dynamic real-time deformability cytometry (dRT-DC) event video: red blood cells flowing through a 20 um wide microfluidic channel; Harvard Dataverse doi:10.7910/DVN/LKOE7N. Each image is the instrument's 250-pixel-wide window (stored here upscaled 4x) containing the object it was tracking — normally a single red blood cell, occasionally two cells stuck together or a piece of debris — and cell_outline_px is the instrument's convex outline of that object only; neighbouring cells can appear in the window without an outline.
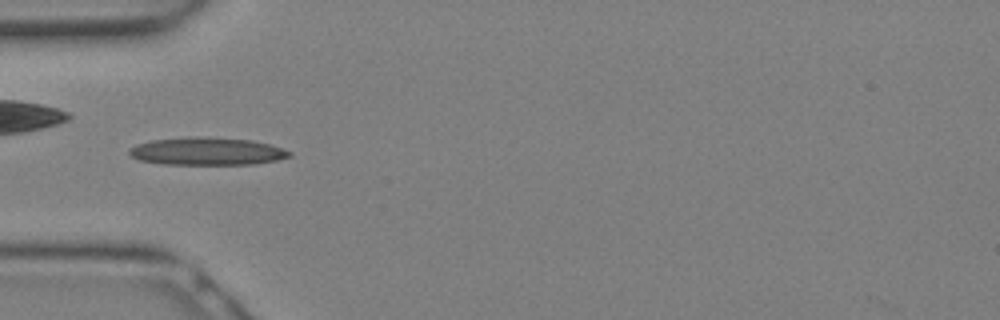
{"species": "Egyptian fruit bat (a non-hibernating species)", "species_latin": "Rousettus aegyptiacus", "temperature_condition": "warm", "stored_images_in_passage": 8, "camera_frame_rate_fps": 3000, "um_per_image_px": 0.085, "animal": {"sex": "female"}, "frame": {"image": 1, "passage_image": 5, "time_ms": 1.333, "image_size_px": [1000, 320], "cell_outline_px": [[292, 156], [276, 160], [252, 164], [160, 164], [140, 160], [132, 156], [128, 152], [128, 148], [136, 144], [152, 140], [192, 136], [196, 136], [252, 140], [272, 144], [292, 152]], "centroid_in_image_um": [17.59, 12.85], "position_along_channel_um": 67.4, "area_um2": 25.95}}